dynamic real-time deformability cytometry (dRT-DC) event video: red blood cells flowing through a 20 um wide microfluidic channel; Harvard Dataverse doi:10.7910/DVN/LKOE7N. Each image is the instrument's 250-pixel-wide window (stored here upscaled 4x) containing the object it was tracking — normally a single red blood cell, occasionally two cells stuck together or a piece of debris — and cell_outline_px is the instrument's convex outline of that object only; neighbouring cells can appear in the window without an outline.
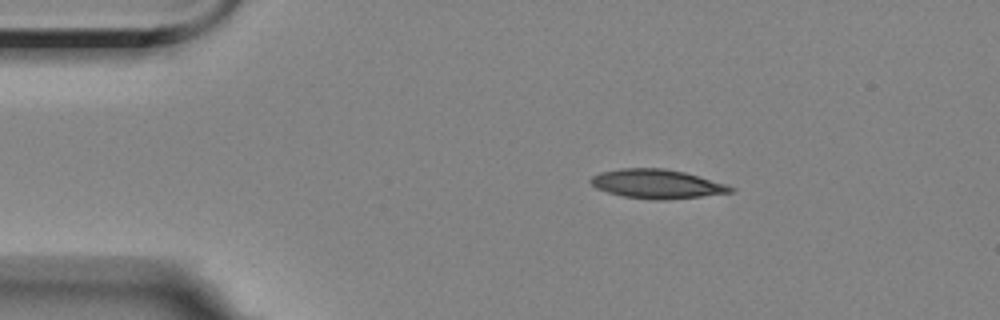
{"species": "Egyptian fruit bat (a non-hibernating species)", "species_latin": "Rousettus aegyptiacus", "temperature_condition": "room temperature", "stored_images_in_passage": 5, "segment_of_instrument_passage": [1, 2], "camera_frame_rate_fps": 3000, "um_per_image_px": 0.085, "animal": {"sex": "female"}, "frame": {"image": 1, "passage_image": 2, "time_ms": 1.333, "image_size_px": [1000, 320], "cell_outline_px": [[736, 188], [732, 192], [668, 200], [656, 200], [624, 196], [608, 192], [596, 188], [588, 180], [592, 176], [600, 172], [620, 168], [664, 168], [684, 172], [724, 184]], "centroid_in_image_um": [55.79, 15.63], "position_along_channel_um": 29.2, "area_um2": 23.47}}